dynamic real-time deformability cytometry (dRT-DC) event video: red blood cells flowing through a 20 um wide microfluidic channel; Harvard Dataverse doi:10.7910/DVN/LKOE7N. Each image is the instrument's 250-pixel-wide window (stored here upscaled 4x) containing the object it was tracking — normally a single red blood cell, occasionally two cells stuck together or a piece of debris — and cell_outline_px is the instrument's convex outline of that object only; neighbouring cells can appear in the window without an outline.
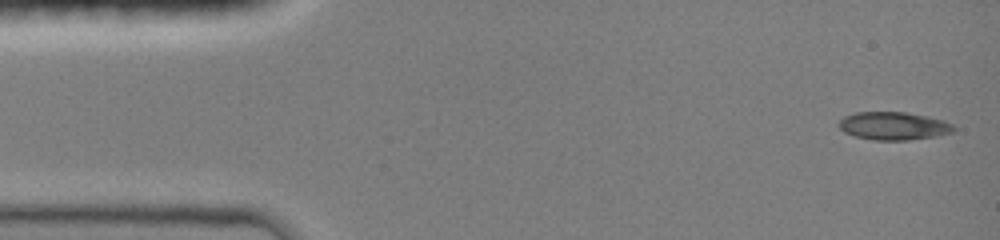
{"species": "common noctule bat (a hibernating species)", "species_latin": "Nyctalus noctula", "temperature_condition": "room temperature", "stored_images_in_passage": 26, "camera_frame_rate_fps": 3000, "um_per_image_px": 0.085, "animal": {"sex": "female", "body_mass_g": 19.0, "forearm_length_mm": 51.5}, "frame": {"image": 1, "passage_image": 1, "time_ms": 0.0, "image_size_px": [1000, 240], "cell_outline_px": [[956, 128], [952, 132], [936, 136], [908, 140], [876, 140], [856, 136], [844, 132], [836, 124], [844, 116], [856, 112], [904, 112], [928, 116], [944, 120], [952, 124]], "centroid_in_image_um": [75.95, 10.69], "position_along_channel_um": 9.0, "area_um2": 18.73}}
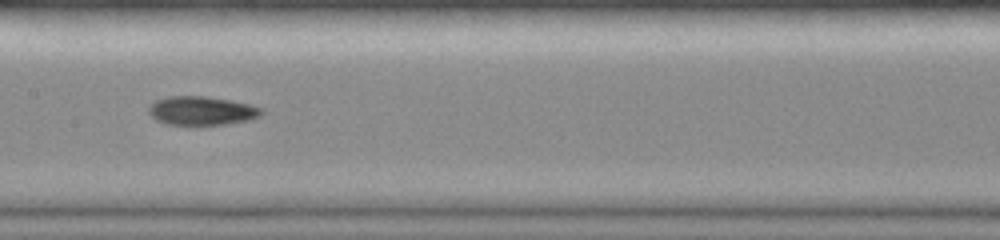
{"frame": {"image": 2, "passage_image": 15, "time_ms": 7.0, "image_size_px": [1000, 240], "cell_outline_px": [[264, 112], [260, 116], [248, 120], [224, 124], [192, 128], [164, 124], [156, 120], [148, 112], [148, 108], [156, 100], [168, 96], [208, 96], [248, 104], [264, 108]], "centroid_in_image_um": [17.11, 9.46], "position_along_channel_um": 190.3, "area_um2": 19.65}}
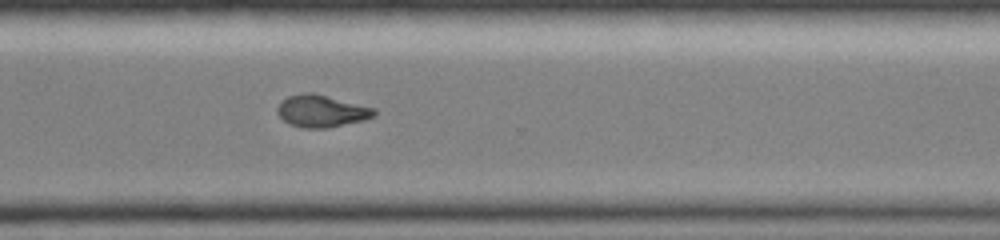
{"frame": {"image": 3, "passage_image": 26, "time_ms": 10.667, "image_size_px": [1000, 240], "cell_outline_px": [[376, 116], [364, 120], [328, 128], [304, 128], [288, 124], [276, 112], [276, 108], [280, 100], [288, 96], [300, 92], [312, 92], [376, 108]], "centroid_in_image_um": [27.31, 9.43], "position_along_channel_um": 343.3, "area_um2": 18.44}}